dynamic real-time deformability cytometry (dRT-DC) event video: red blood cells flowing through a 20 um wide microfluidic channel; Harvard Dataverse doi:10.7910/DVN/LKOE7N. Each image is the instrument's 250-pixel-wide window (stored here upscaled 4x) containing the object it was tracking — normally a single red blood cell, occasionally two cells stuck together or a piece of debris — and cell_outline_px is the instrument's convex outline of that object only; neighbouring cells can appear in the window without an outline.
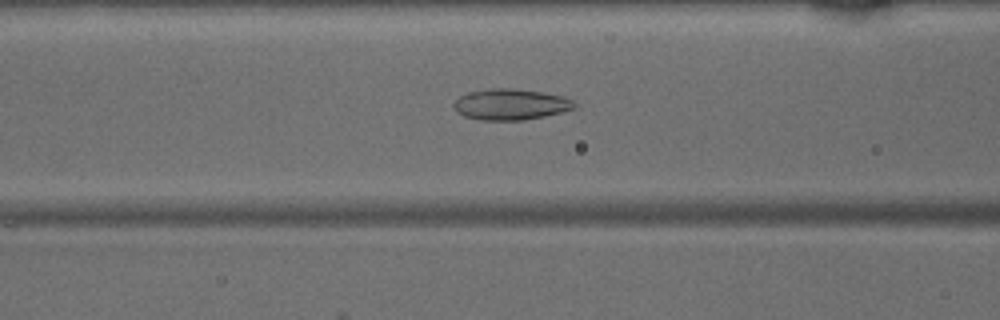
{"species": "common noctule bat (a hibernating species)", "species_latin": "Nyctalus noctula", "temperature_condition": "warm", "stored_images_in_passage": 31, "camera_frame_rate_fps": 3000, "um_per_image_px": 0.085, "animal": {"sex": "male", "body_mass_g": 15.6}, "frame": {"image": 1, "passage_image": 5, "time_ms": 1.333, "image_size_px": [1000, 320], "cell_outline_px": [[576, 108], [564, 112], [524, 120], [480, 120], [464, 116], [456, 112], [452, 104], [460, 96], [468, 92], [492, 88], [516, 88], [564, 96], [572, 100], [576, 104]], "centroid_in_image_um": [43.41, 8.87], "position_along_channel_um": 123.2, "area_um2": 21.96}}
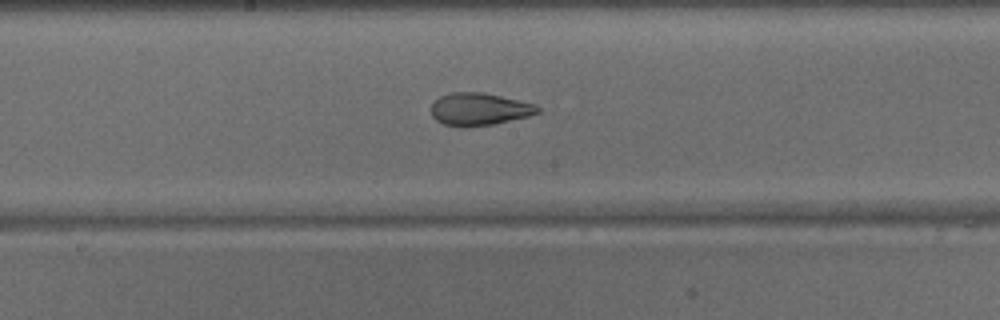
{"frame": {"image": 2, "passage_image": 11, "time_ms": 3.333, "image_size_px": [1000, 320], "cell_outline_px": [[540, 112], [528, 116], [492, 124], [468, 128], [456, 128], [444, 124], [436, 120], [432, 116], [432, 104], [440, 96], [452, 92], [484, 92], [536, 104], [540, 108]], "centroid_in_image_um": [40.72, 9.29], "position_along_channel_um": 207.5, "area_um2": 20.35}}
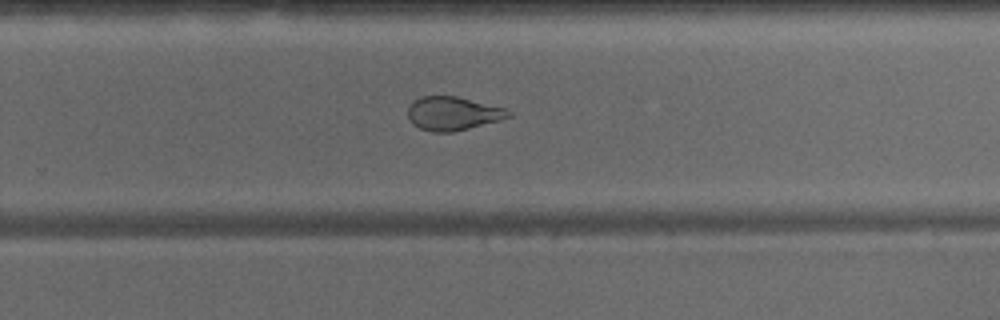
{"frame": {"image": 3, "passage_image": 17, "time_ms": 5.333, "image_size_px": [1000, 320], "cell_outline_px": [[512, 116], [500, 120], [452, 132], [432, 132], [420, 128], [412, 124], [408, 116], [408, 108], [420, 96], [456, 96], [504, 108], [512, 112]], "centroid_in_image_um": [38.49, 9.65], "position_along_channel_um": 291.3, "area_um2": 19.48}}